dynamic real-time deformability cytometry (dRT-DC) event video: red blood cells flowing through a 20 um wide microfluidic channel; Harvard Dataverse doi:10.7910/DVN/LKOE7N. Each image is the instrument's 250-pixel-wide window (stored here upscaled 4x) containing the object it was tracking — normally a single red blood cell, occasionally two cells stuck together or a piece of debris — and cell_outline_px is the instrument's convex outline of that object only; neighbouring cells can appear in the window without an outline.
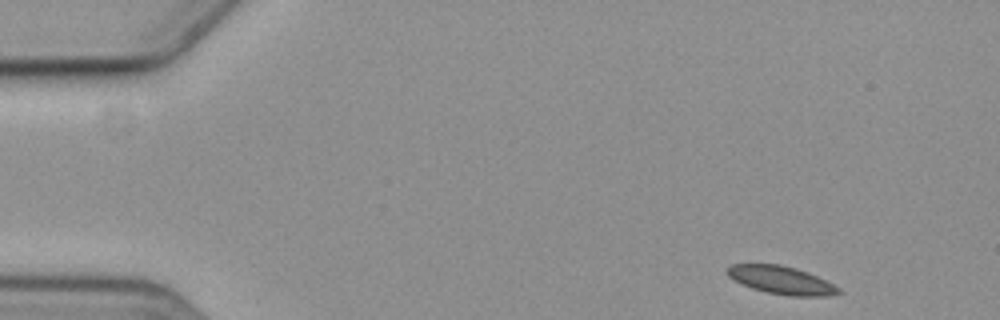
{"species": "common noctule bat (a hibernating species)", "species_latin": "Nyctalus noctula", "temperature_condition": "cold", "stored_images_in_passage": 14, "camera_frame_rate_fps": 3000, "um_per_image_px": 0.085, "animal": {"sex": "female", "body_mass_g": 19.3, "forearm_length_mm": 54.1}, "frame": {"image": 1, "passage_image": 1, "time_ms": 0.0, "image_size_px": [1000, 320], "cell_outline_px": [[844, 292], [832, 296], [788, 296], [768, 292], [752, 288], [728, 276], [724, 272], [732, 264], [780, 264], [796, 268], [808, 272], [840, 288]], "centroid_in_image_um": [66.45, 23.81], "position_along_channel_um": 18.6, "area_um2": 18.09}}
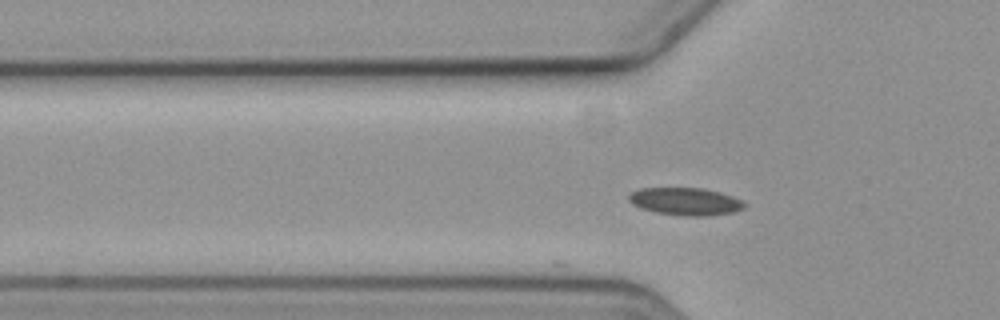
{"frame": {"image": 2, "passage_image": 14, "time_ms": 4.333, "image_size_px": [1000, 320], "cell_outline_px": [[748, 204], [744, 208], [732, 212], [708, 216], [680, 216], [656, 212], [640, 208], [632, 204], [628, 200], [628, 192], [640, 188], [704, 188], [720, 192], [732, 196]], "centroid_in_image_um": [58.23, 17.12], "position_along_channel_um": 67.6, "area_um2": 18.79}}